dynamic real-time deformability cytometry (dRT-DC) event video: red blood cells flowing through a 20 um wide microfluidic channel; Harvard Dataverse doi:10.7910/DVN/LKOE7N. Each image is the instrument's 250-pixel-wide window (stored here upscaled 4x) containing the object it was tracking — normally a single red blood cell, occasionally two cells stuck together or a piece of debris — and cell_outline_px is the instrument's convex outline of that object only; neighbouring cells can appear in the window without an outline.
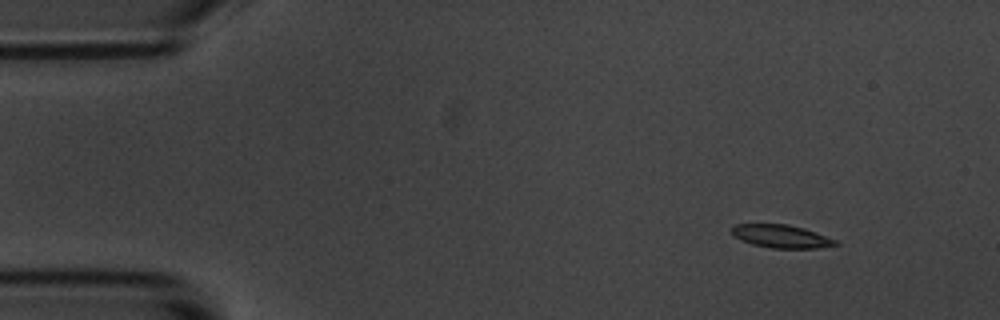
{"species": "common noctule bat (a hibernating species)", "species_latin": "Nyctalus noctula", "temperature_condition": "room temperature", "stored_images_in_passage": 4, "camera_frame_rate_fps": 3000, "um_per_image_px": 0.085, "animal": {"sex": "male", "body_mass_g": 20.1, "forearm_length_mm": 53.5}, "frame": {"image": 1, "passage_image": 1, "time_ms": 0.0, "image_size_px": [1000, 320], "cell_outline_px": [[840, 244], [816, 248], [772, 248], [752, 244], [740, 240], [732, 232], [732, 228], [736, 224], [788, 224], [804, 228], [816, 232], [836, 240]], "centroid_in_image_um": [66.42, 20.08], "position_along_channel_um": 18.6, "area_um2": 13.81}}
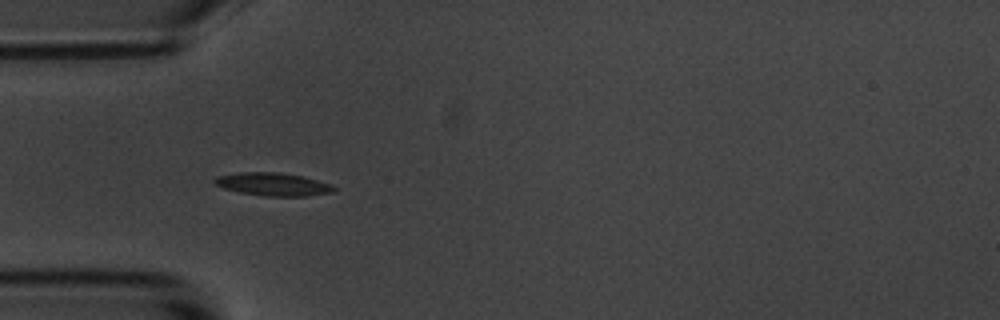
{"frame": {"image": 2, "passage_image": 4, "time_ms": 3.667, "image_size_px": [1000, 320], "cell_outline_px": [[336, 188], [332, 192], [304, 196], [264, 196], [240, 192], [224, 188], [216, 184], [212, 180], [216, 176], [240, 172], [280, 172], [300, 176], [332, 184]], "centroid_in_image_um": [23.18, 15.65], "position_along_channel_um": 61.8, "area_um2": 15.84}}